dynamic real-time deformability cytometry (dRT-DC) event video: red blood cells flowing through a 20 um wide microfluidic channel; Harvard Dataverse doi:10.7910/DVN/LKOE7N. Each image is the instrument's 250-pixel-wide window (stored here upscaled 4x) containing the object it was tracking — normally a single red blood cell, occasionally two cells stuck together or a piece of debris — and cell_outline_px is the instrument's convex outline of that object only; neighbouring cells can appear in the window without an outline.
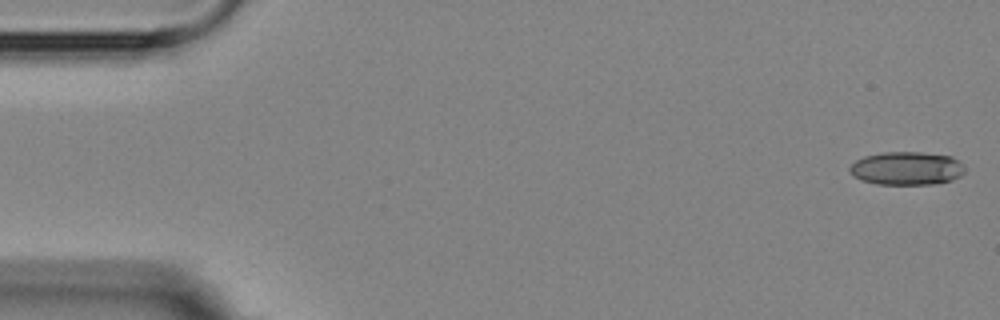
{"species": "Egyptian fruit bat (a non-hibernating species)", "species_latin": "Rousettus aegyptiacus", "temperature_condition": "room temperature", "stored_images_in_passage": 6, "camera_frame_rate_fps": 3000, "um_per_image_px": 0.085, "animal": {"sex": "female"}, "frame": {"image": 1, "passage_image": 1, "time_ms": 0.0, "image_size_px": [1000, 320], "cell_outline_px": [[964, 172], [960, 176], [952, 180], [932, 184], [876, 184], [860, 180], [852, 176], [848, 168], [856, 160], [864, 156], [880, 152], [920, 152], [952, 156], [964, 168]], "centroid_in_image_um": [77.01, 14.31], "position_along_channel_um": 8.0, "area_um2": 22.37}}
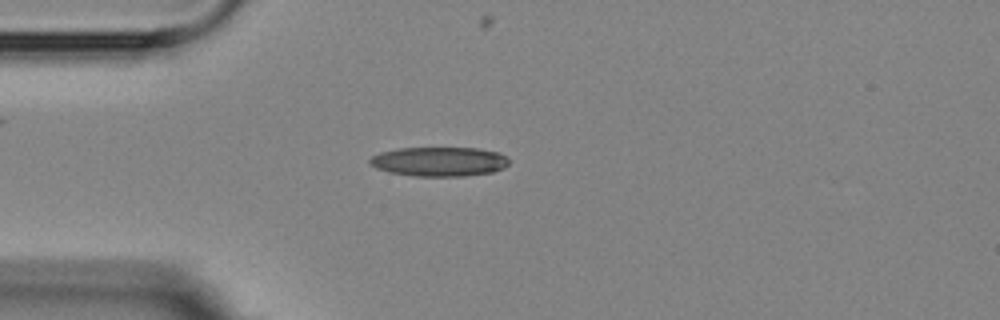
{"frame": {"image": 2, "passage_image": 4, "time_ms": 4.333, "image_size_px": [1000, 320], "cell_outline_px": [[508, 164], [504, 168], [492, 172], [464, 176], [412, 176], [388, 172], [376, 168], [368, 164], [368, 160], [372, 156], [380, 152], [400, 148], [476, 148], [500, 152], [508, 156]], "centroid_in_image_um": [37.33, 13.73], "position_along_channel_um": 47.7, "area_um2": 24.04}}